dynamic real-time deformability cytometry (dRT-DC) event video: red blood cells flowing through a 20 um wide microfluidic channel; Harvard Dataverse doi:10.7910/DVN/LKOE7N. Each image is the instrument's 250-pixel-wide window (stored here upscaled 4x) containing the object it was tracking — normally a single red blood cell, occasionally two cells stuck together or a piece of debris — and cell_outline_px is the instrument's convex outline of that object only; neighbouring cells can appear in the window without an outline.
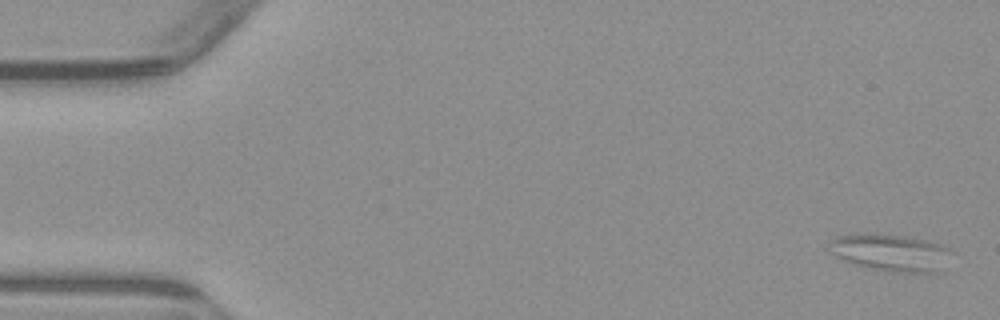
{"species": "common noctule bat (a hibernating species)", "species_latin": "Nyctalus noctula", "temperature_condition": "warm", "stored_images_in_passage": 7, "camera_frame_rate_fps": 3000, "um_per_image_px": 0.085, "animal": {"sex": "male", "body_mass_g": 23.1, "forearm_length_mm": 52.7}, "frame": {"image": 1, "passage_image": 1, "time_ms": 0.0, "image_size_px": [1000, 320], "cell_outline_px": [[956, 252], [940, 272], [892, 272], [872, 268], [856, 264], [832, 256], [828, 252], [832, 240], [836, 236], [860, 232], [904, 236], [924, 240], [940, 244], [952, 248]], "centroid_in_image_um": [75.76, 21.46], "position_along_channel_um": 9.2, "area_um2": 26.93}}
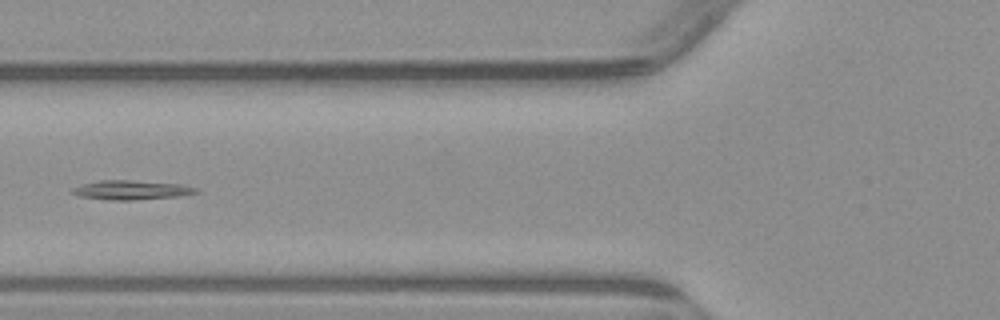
{"frame": {"image": 2, "passage_image": 6, "time_ms": 6.333, "image_size_px": [1000, 320], "cell_outline_px": [[200, 192], [180, 196], [132, 200], [112, 200], [76, 196], [68, 192], [72, 188], [84, 184], [100, 180], [132, 180], [180, 184], [200, 188]], "centroid_in_image_um": [11.17, 16.15], "position_along_channel_um": 114.6, "area_um2": 14.05}}
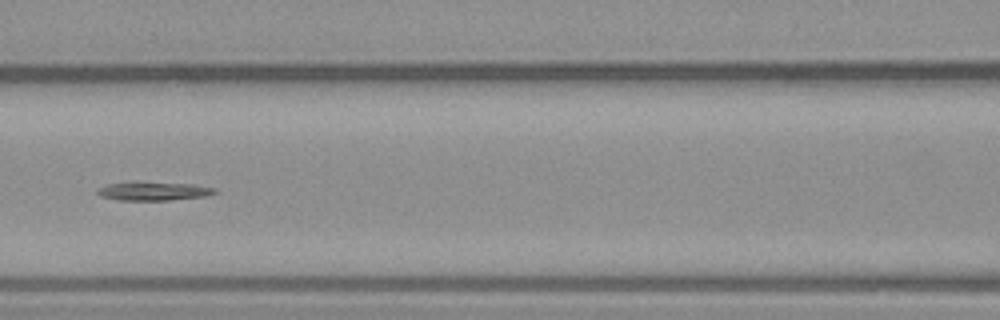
{"frame": {"image": 3, "passage_image": 7, "time_ms": 7.333, "image_size_px": [1000, 320], "cell_outline_px": [[220, 192], [208, 196], [168, 200], [120, 200], [100, 196], [96, 192], [96, 188], [108, 184], [192, 184], [216, 188]], "centroid_in_image_um": [13.13, 16.29], "position_along_channel_um": 153.5, "area_um2": 12.08}}